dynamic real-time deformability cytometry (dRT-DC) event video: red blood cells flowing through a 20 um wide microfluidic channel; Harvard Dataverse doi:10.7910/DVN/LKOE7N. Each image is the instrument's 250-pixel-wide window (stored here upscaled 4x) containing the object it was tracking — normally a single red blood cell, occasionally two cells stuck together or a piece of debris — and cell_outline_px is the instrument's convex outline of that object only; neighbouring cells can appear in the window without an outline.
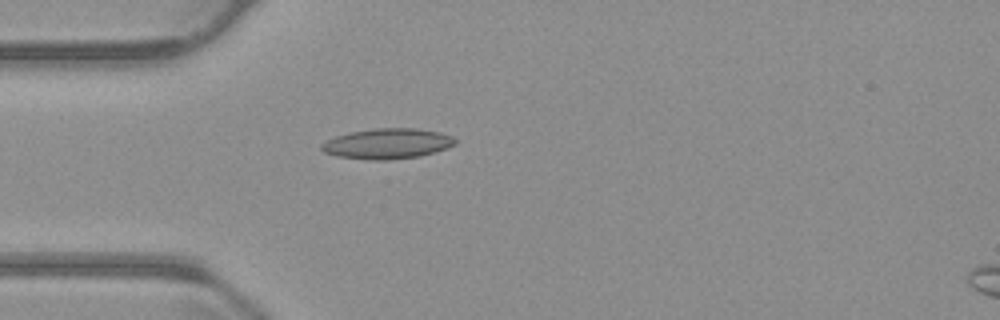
{"species": "common noctule bat (a hibernating species)", "species_latin": "Nyctalus noctula", "temperature_condition": "warm", "stored_images_in_passage": 40, "camera_frame_rate_fps": 3000, "um_per_image_px": 0.085, "animal": {"sex": "male", "body_mass_g": 23.1, "forearm_length_mm": 52.7}, "frame": {"image": 1, "passage_image": 1, "time_ms": 0.0, "image_size_px": [1000, 320], "cell_outline_px": [[456, 144], [448, 148], [420, 156], [384, 160], [372, 160], [340, 156], [324, 152], [320, 148], [320, 144], [336, 136], [352, 132], [376, 128], [416, 128], [440, 132], [452, 136], [456, 140]], "centroid_in_image_um": [32.96, 12.2], "position_along_channel_um": 52.0, "area_um2": 23.47}}
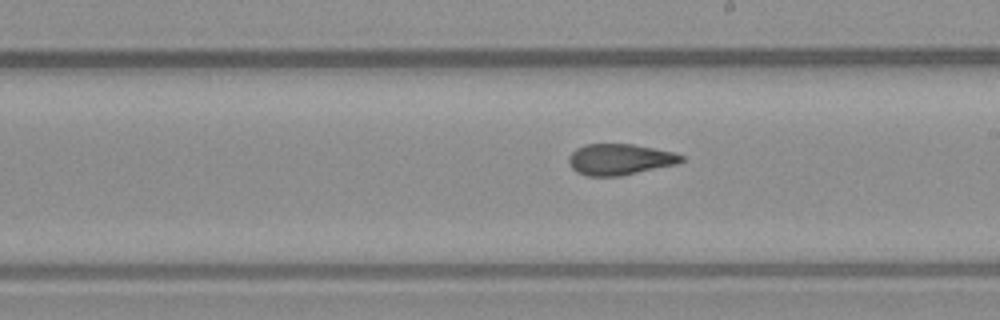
{"frame": {"image": 2, "passage_image": 16, "time_ms": 5.0, "image_size_px": [1000, 320], "cell_outline_px": [[684, 160], [676, 164], [620, 176], [588, 176], [576, 172], [572, 168], [568, 160], [568, 156], [576, 148], [584, 144], [632, 144], [676, 152], [684, 156]], "centroid_in_image_um": [52.67, 13.54], "position_along_channel_um": 236.3, "area_um2": 20.46}}
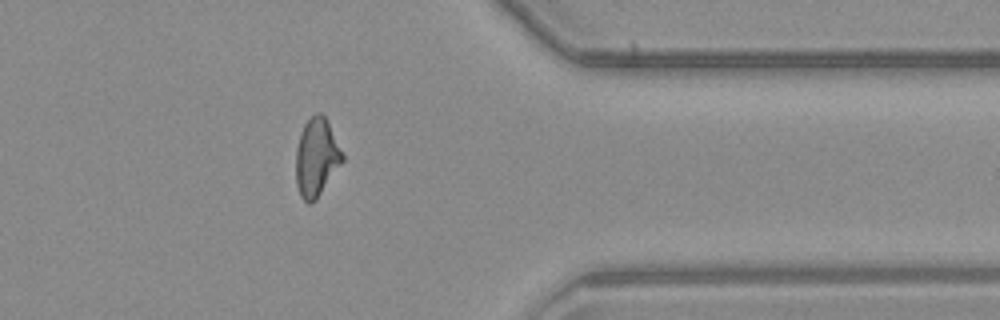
{"frame": {"image": 3, "passage_image": 29, "time_ms": 9.333, "image_size_px": [1000, 320], "cell_outline_px": [[344, 160], [316, 200], [312, 204], [308, 204], [300, 196], [296, 184], [296, 148], [300, 132], [304, 124], [316, 112], [320, 112], [324, 116], [344, 156]], "centroid_in_image_um": [26.88, 13.41], "position_along_channel_um": 384.5, "area_um2": 21.04}, "authors_computed_cell_mechanics": {"area_um2": 20.9814, "velocity_mm_per_s": 3.8047, "shape_relaxation_time_tau1_ms": null, "shape_relaxation_time_tau2_ms": 2.3318, "deformation_change_tau1": null, "deformation_change_tau2": 0.0884}}